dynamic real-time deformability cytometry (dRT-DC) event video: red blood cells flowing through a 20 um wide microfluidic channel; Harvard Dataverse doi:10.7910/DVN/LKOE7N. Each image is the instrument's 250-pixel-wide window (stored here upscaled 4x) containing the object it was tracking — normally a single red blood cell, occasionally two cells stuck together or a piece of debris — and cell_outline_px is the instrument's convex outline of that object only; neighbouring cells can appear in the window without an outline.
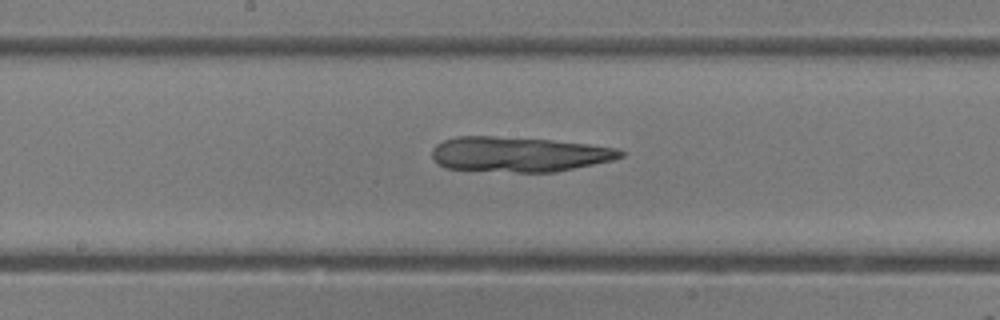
{"species": "common noctule bat (a hibernating species)", "species_latin": "Nyctalus noctula", "temperature_condition": "room temperature", "stored_images_in_passage": 41, "camera_frame_rate_fps": 3000, "um_per_image_px": 0.085, "animal": {"sex": "female"}, "frame": {"image": 1, "passage_image": 18, "time_ms": 5.667, "image_size_px": [1000, 320], "cell_outline_px": [[624, 156], [612, 160], [556, 172], [516, 172], [444, 168], [432, 156], [432, 148], [436, 144], [444, 140], [456, 136], [492, 136], [552, 140], [588, 144], [620, 148], [624, 152]], "centroid_in_image_um": [44.12, 13.11], "position_along_channel_um": 204.1, "area_um2": 38.44}}
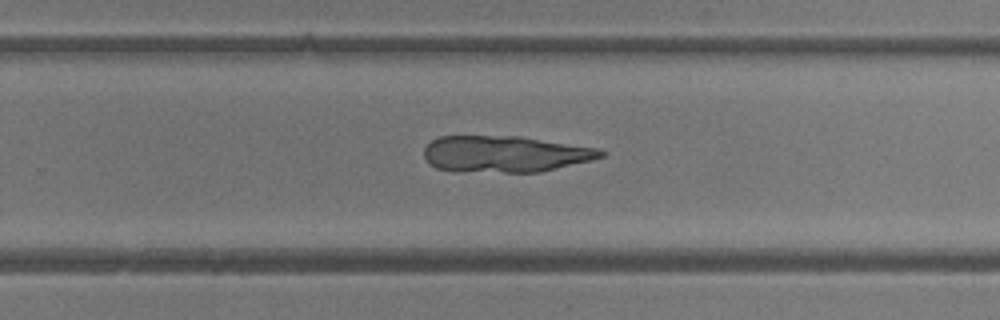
{"frame": {"image": 2, "passage_image": 24, "time_ms": 7.667, "image_size_px": [1000, 320], "cell_outline_px": [[608, 152], [604, 156], [592, 160], [540, 172], [452, 172], [436, 168], [428, 164], [424, 156], [424, 148], [432, 140], [440, 136], [520, 136], [596, 148]], "centroid_in_image_um": [42.88, 13.1], "position_along_channel_um": 286.9, "area_um2": 37.86}}
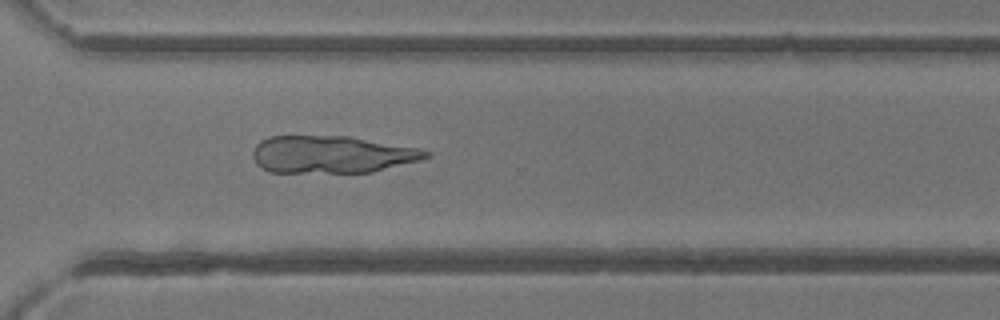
{"frame": {"image": 3, "passage_image": 28, "time_ms": 9.0, "image_size_px": [1000, 320], "cell_outline_px": [[432, 156], [420, 160], [372, 172], [268, 172], [260, 168], [256, 164], [252, 156], [252, 152], [256, 144], [260, 140], [268, 136], [348, 136], [416, 148], [432, 152]], "centroid_in_image_um": [28.15, 13.13], "position_along_channel_um": 342.4, "area_um2": 37.69}}